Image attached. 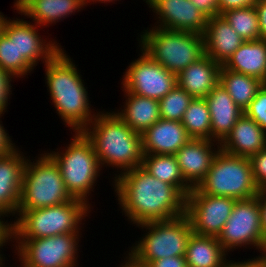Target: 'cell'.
Returning a JSON list of instances; mask_svg holds the SVG:
<instances>
[{
  "label": "cell",
  "mask_w": 266,
  "mask_h": 267,
  "mask_svg": "<svg viewBox=\"0 0 266 267\" xmlns=\"http://www.w3.org/2000/svg\"><path fill=\"white\" fill-rule=\"evenodd\" d=\"M191 3L209 18L219 15L218 0H191Z\"/></svg>",
  "instance_id": "cell-38"
},
{
  "label": "cell",
  "mask_w": 266,
  "mask_h": 267,
  "mask_svg": "<svg viewBox=\"0 0 266 267\" xmlns=\"http://www.w3.org/2000/svg\"><path fill=\"white\" fill-rule=\"evenodd\" d=\"M221 16L244 41H255L260 39L258 14L254 6L231 9L223 12Z\"/></svg>",
  "instance_id": "cell-30"
},
{
  "label": "cell",
  "mask_w": 266,
  "mask_h": 267,
  "mask_svg": "<svg viewBox=\"0 0 266 267\" xmlns=\"http://www.w3.org/2000/svg\"><path fill=\"white\" fill-rule=\"evenodd\" d=\"M0 67L15 79L26 77L35 69L24 57H18L15 41L3 32L0 33Z\"/></svg>",
  "instance_id": "cell-31"
},
{
  "label": "cell",
  "mask_w": 266,
  "mask_h": 267,
  "mask_svg": "<svg viewBox=\"0 0 266 267\" xmlns=\"http://www.w3.org/2000/svg\"><path fill=\"white\" fill-rule=\"evenodd\" d=\"M7 217L4 214L0 213V248L3 249V246H6L8 243H12L13 241V231H12V222L6 221L5 218ZM4 219V220H3ZM0 251H2L0 249Z\"/></svg>",
  "instance_id": "cell-39"
},
{
  "label": "cell",
  "mask_w": 266,
  "mask_h": 267,
  "mask_svg": "<svg viewBox=\"0 0 266 267\" xmlns=\"http://www.w3.org/2000/svg\"><path fill=\"white\" fill-rule=\"evenodd\" d=\"M236 199L211 196L194 187L186 198V216L194 234L218 237L228 220Z\"/></svg>",
  "instance_id": "cell-13"
},
{
  "label": "cell",
  "mask_w": 266,
  "mask_h": 267,
  "mask_svg": "<svg viewBox=\"0 0 266 267\" xmlns=\"http://www.w3.org/2000/svg\"><path fill=\"white\" fill-rule=\"evenodd\" d=\"M193 98L192 95L176 85L165 97L158 101L160 118L181 122Z\"/></svg>",
  "instance_id": "cell-32"
},
{
  "label": "cell",
  "mask_w": 266,
  "mask_h": 267,
  "mask_svg": "<svg viewBox=\"0 0 266 267\" xmlns=\"http://www.w3.org/2000/svg\"><path fill=\"white\" fill-rule=\"evenodd\" d=\"M79 234L82 235L65 233L39 239H13L15 245H12L20 267H78V244L82 237Z\"/></svg>",
  "instance_id": "cell-10"
},
{
  "label": "cell",
  "mask_w": 266,
  "mask_h": 267,
  "mask_svg": "<svg viewBox=\"0 0 266 267\" xmlns=\"http://www.w3.org/2000/svg\"><path fill=\"white\" fill-rule=\"evenodd\" d=\"M82 132L91 141L101 168H117L119 173L114 178L124 171L142 166L141 134L133 131L113 111H98Z\"/></svg>",
  "instance_id": "cell-3"
},
{
  "label": "cell",
  "mask_w": 266,
  "mask_h": 267,
  "mask_svg": "<svg viewBox=\"0 0 266 267\" xmlns=\"http://www.w3.org/2000/svg\"><path fill=\"white\" fill-rule=\"evenodd\" d=\"M244 114L254 120L266 132V83L257 91Z\"/></svg>",
  "instance_id": "cell-33"
},
{
  "label": "cell",
  "mask_w": 266,
  "mask_h": 267,
  "mask_svg": "<svg viewBox=\"0 0 266 267\" xmlns=\"http://www.w3.org/2000/svg\"><path fill=\"white\" fill-rule=\"evenodd\" d=\"M125 255L124 261L119 267H149L148 265L135 260L129 253Z\"/></svg>",
  "instance_id": "cell-44"
},
{
  "label": "cell",
  "mask_w": 266,
  "mask_h": 267,
  "mask_svg": "<svg viewBox=\"0 0 266 267\" xmlns=\"http://www.w3.org/2000/svg\"><path fill=\"white\" fill-rule=\"evenodd\" d=\"M219 150L220 143L216 141L191 138L176 152L183 177L193 188L206 177Z\"/></svg>",
  "instance_id": "cell-17"
},
{
  "label": "cell",
  "mask_w": 266,
  "mask_h": 267,
  "mask_svg": "<svg viewBox=\"0 0 266 267\" xmlns=\"http://www.w3.org/2000/svg\"><path fill=\"white\" fill-rule=\"evenodd\" d=\"M8 17H5V15L0 12V33L2 32L4 22L6 21Z\"/></svg>",
  "instance_id": "cell-48"
},
{
  "label": "cell",
  "mask_w": 266,
  "mask_h": 267,
  "mask_svg": "<svg viewBox=\"0 0 266 267\" xmlns=\"http://www.w3.org/2000/svg\"><path fill=\"white\" fill-rule=\"evenodd\" d=\"M259 207H260V218H261V227L266 238V189L259 191Z\"/></svg>",
  "instance_id": "cell-43"
},
{
  "label": "cell",
  "mask_w": 266,
  "mask_h": 267,
  "mask_svg": "<svg viewBox=\"0 0 266 267\" xmlns=\"http://www.w3.org/2000/svg\"><path fill=\"white\" fill-rule=\"evenodd\" d=\"M141 136L143 155H175L191 139L180 121L161 118Z\"/></svg>",
  "instance_id": "cell-18"
},
{
  "label": "cell",
  "mask_w": 266,
  "mask_h": 267,
  "mask_svg": "<svg viewBox=\"0 0 266 267\" xmlns=\"http://www.w3.org/2000/svg\"><path fill=\"white\" fill-rule=\"evenodd\" d=\"M24 19L7 18L2 32L15 41L18 57H24L35 68L40 60L44 64L48 62L61 49V45L55 40L41 38L37 29L40 26Z\"/></svg>",
  "instance_id": "cell-14"
},
{
  "label": "cell",
  "mask_w": 266,
  "mask_h": 267,
  "mask_svg": "<svg viewBox=\"0 0 266 267\" xmlns=\"http://www.w3.org/2000/svg\"><path fill=\"white\" fill-rule=\"evenodd\" d=\"M85 1V6H87L88 5V3L91 5V3L92 4H94V3H104V4H106V3H115V1H119V0H84ZM114 1V2H113ZM144 1V0H143ZM91 2V3H90ZM106 2V3H105Z\"/></svg>",
  "instance_id": "cell-46"
},
{
  "label": "cell",
  "mask_w": 266,
  "mask_h": 267,
  "mask_svg": "<svg viewBox=\"0 0 266 267\" xmlns=\"http://www.w3.org/2000/svg\"><path fill=\"white\" fill-rule=\"evenodd\" d=\"M3 115H0V118ZM6 129L4 128L2 121L0 119V156L9 153L12 149L17 147L15 143L12 141L11 136L6 133Z\"/></svg>",
  "instance_id": "cell-41"
},
{
  "label": "cell",
  "mask_w": 266,
  "mask_h": 267,
  "mask_svg": "<svg viewBox=\"0 0 266 267\" xmlns=\"http://www.w3.org/2000/svg\"><path fill=\"white\" fill-rule=\"evenodd\" d=\"M27 156L15 147L0 156V213L15 216L18 210Z\"/></svg>",
  "instance_id": "cell-16"
},
{
  "label": "cell",
  "mask_w": 266,
  "mask_h": 267,
  "mask_svg": "<svg viewBox=\"0 0 266 267\" xmlns=\"http://www.w3.org/2000/svg\"><path fill=\"white\" fill-rule=\"evenodd\" d=\"M188 136L211 140V119L205 98H193L181 120Z\"/></svg>",
  "instance_id": "cell-29"
},
{
  "label": "cell",
  "mask_w": 266,
  "mask_h": 267,
  "mask_svg": "<svg viewBox=\"0 0 266 267\" xmlns=\"http://www.w3.org/2000/svg\"><path fill=\"white\" fill-rule=\"evenodd\" d=\"M221 65L208 55L193 62L177 76V85L194 98H206L219 83Z\"/></svg>",
  "instance_id": "cell-22"
},
{
  "label": "cell",
  "mask_w": 266,
  "mask_h": 267,
  "mask_svg": "<svg viewBox=\"0 0 266 267\" xmlns=\"http://www.w3.org/2000/svg\"><path fill=\"white\" fill-rule=\"evenodd\" d=\"M111 179L119 207L129 223L168 221L186 214L187 197L177 187L156 179L142 166Z\"/></svg>",
  "instance_id": "cell-1"
},
{
  "label": "cell",
  "mask_w": 266,
  "mask_h": 267,
  "mask_svg": "<svg viewBox=\"0 0 266 267\" xmlns=\"http://www.w3.org/2000/svg\"><path fill=\"white\" fill-rule=\"evenodd\" d=\"M2 251H0V267H5L6 265H5V258L6 257H4L3 255L4 254H2L1 253Z\"/></svg>",
  "instance_id": "cell-49"
},
{
  "label": "cell",
  "mask_w": 266,
  "mask_h": 267,
  "mask_svg": "<svg viewBox=\"0 0 266 267\" xmlns=\"http://www.w3.org/2000/svg\"><path fill=\"white\" fill-rule=\"evenodd\" d=\"M266 148V132L251 118L243 114L231 132L220 143L228 154L250 158Z\"/></svg>",
  "instance_id": "cell-19"
},
{
  "label": "cell",
  "mask_w": 266,
  "mask_h": 267,
  "mask_svg": "<svg viewBox=\"0 0 266 267\" xmlns=\"http://www.w3.org/2000/svg\"><path fill=\"white\" fill-rule=\"evenodd\" d=\"M156 14L155 27L192 32L202 35L209 17L191 0H144Z\"/></svg>",
  "instance_id": "cell-15"
},
{
  "label": "cell",
  "mask_w": 266,
  "mask_h": 267,
  "mask_svg": "<svg viewBox=\"0 0 266 267\" xmlns=\"http://www.w3.org/2000/svg\"><path fill=\"white\" fill-rule=\"evenodd\" d=\"M222 66L266 83V41H244Z\"/></svg>",
  "instance_id": "cell-23"
},
{
  "label": "cell",
  "mask_w": 266,
  "mask_h": 267,
  "mask_svg": "<svg viewBox=\"0 0 266 267\" xmlns=\"http://www.w3.org/2000/svg\"><path fill=\"white\" fill-rule=\"evenodd\" d=\"M43 152L34 161L27 157L17 211L56 206L74 199L66 189L59 166Z\"/></svg>",
  "instance_id": "cell-7"
},
{
  "label": "cell",
  "mask_w": 266,
  "mask_h": 267,
  "mask_svg": "<svg viewBox=\"0 0 266 267\" xmlns=\"http://www.w3.org/2000/svg\"><path fill=\"white\" fill-rule=\"evenodd\" d=\"M217 239L227 253L239 247L251 249L252 246L259 252L263 250L266 238L261 227L259 194L253 198L236 201Z\"/></svg>",
  "instance_id": "cell-11"
},
{
  "label": "cell",
  "mask_w": 266,
  "mask_h": 267,
  "mask_svg": "<svg viewBox=\"0 0 266 267\" xmlns=\"http://www.w3.org/2000/svg\"><path fill=\"white\" fill-rule=\"evenodd\" d=\"M149 267H188L185 256H171L155 260L148 264Z\"/></svg>",
  "instance_id": "cell-37"
},
{
  "label": "cell",
  "mask_w": 266,
  "mask_h": 267,
  "mask_svg": "<svg viewBox=\"0 0 266 267\" xmlns=\"http://www.w3.org/2000/svg\"><path fill=\"white\" fill-rule=\"evenodd\" d=\"M65 52L64 48H61L44 64L45 82L56 113L61 116L63 124L73 132L83 131L98 112L91 110L82 75L78 72L74 60Z\"/></svg>",
  "instance_id": "cell-2"
},
{
  "label": "cell",
  "mask_w": 266,
  "mask_h": 267,
  "mask_svg": "<svg viewBox=\"0 0 266 267\" xmlns=\"http://www.w3.org/2000/svg\"><path fill=\"white\" fill-rule=\"evenodd\" d=\"M258 0H218L219 15L231 9L255 6Z\"/></svg>",
  "instance_id": "cell-36"
},
{
  "label": "cell",
  "mask_w": 266,
  "mask_h": 267,
  "mask_svg": "<svg viewBox=\"0 0 266 267\" xmlns=\"http://www.w3.org/2000/svg\"><path fill=\"white\" fill-rule=\"evenodd\" d=\"M254 7L258 14L260 39L266 41V0H258Z\"/></svg>",
  "instance_id": "cell-40"
},
{
  "label": "cell",
  "mask_w": 266,
  "mask_h": 267,
  "mask_svg": "<svg viewBox=\"0 0 266 267\" xmlns=\"http://www.w3.org/2000/svg\"><path fill=\"white\" fill-rule=\"evenodd\" d=\"M143 31L140 49L176 76L205 55L203 35L155 26Z\"/></svg>",
  "instance_id": "cell-5"
},
{
  "label": "cell",
  "mask_w": 266,
  "mask_h": 267,
  "mask_svg": "<svg viewBox=\"0 0 266 267\" xmlns=\"http://www.w3.org/2000/svg\"><path fill=\"white\" fill-rule=\"evenodd\" d=\"M84 7V0H31L19 14L32 19V22L41 27H46L70 17L82 8L84 10Z\"/></svg>",
  "instance_id": "cell-25"
},
{
  "label": "cell",
  "mask_w": 266,
  "mask_h": 267,
  "mask_svg": "<svg viewBox=\"0 0 266 267\" xmlns=\"http://www.w3.org/2000/svg\"><path fill=\"white\" fill-rule=\"evenodd\" d=\"M45 151L59 166L67 191L73 198L89 204L97 178L102 170L91 141L82 131H75L65 149Z\"/></svg>",
  "instance_id": "cell-6"
},
{
  "label": "cell",
  "mask_w": 266,
  "mask_h": 267,
  "mask_svg": "<svg viewBox=\"0 0 266 267\" xmlns=\"http://www.w3.org/2000/svg\"><path fill=\"white\" fill-rule=\"evenodd\" d=\"M205 54L223 65L244 40L221 16L208 19L203 32Z\"/></svg>",
  "instance_id": "cell-21"
},
{
  "label": "cell",
  "mask_w": 266,
  "mask_h": 267,
  "mask_svg": "<svg viewBox=\"0 0 266 267\" xmlns=\"http://www.w3.org/2000/svg\"><path fill=\"white\" fill-rule=\"evenodd\" d=\"M146 229L130 248L129 253L135 260L148 265L150 262L171 256H185L187 243L193 230L186 215L168 220L152 221L136 225Z\"/></svg>",
  "instance_id": "cell-8"
},
{
  "label": "cell",
  "mask_w": 266,
  "mask_h": 267,
  "mask_svg": "<svg viewBox=\"0 0 266 267\" xmlns=\"http://www.w3.org/2000/svg\"><path fill=\"white\" fill-rule=\"evenodd\" d=\"M254 182L262 190L266 189V148L249 158Z\"/></svg>",
  "instance_id": "cell-34"
},
{
  "label": "cell",
  "mask_w": 266,
  "mask_h": 267,
  "mask_svg": "<svg viewBox=\"0 0 266 267\" xmlns=\"http://www.w3.org/2000/svg\"><path fill=\"white\" fill-rule=\"evenodd\" d=\"M31 0H15L14 10H17L16 13H19Z\"/></svg>",
  "instance_id": "cell-45"
},
{
  "label": "cell",
  "mask_w": 266,
  "mask_h": 267,
  "mask_svg": "<svg viewBox=\"0 0 266 267\" xmlns=\"http://www.w3.org/2000/svg\"><path fill=\"white\" fill-rule=\"evenodd\" d=\"M222 267H263L262 261L259 256H256L252 259L242 260V261H235L226 259L223 263Z\"/></svg>",
  "instance_id": "cell-42"
},
{
  "label": "cell",
  "mask_w": 266,
  "mask_h": 267,
  "mask_svg": "<svg viewBox=\"0 0 266 267\" xmlns=\"http://www.w3.org/2000/svg\"><path fill=\"white\" fill-rule=\"evenodd\" d=\"M91 205L74 198L60 205L17 211L12 223L13 239H39L65 233H81Z\"/></svg>",
  "instance_id": "cell-4"
},
{
  "label": "cell",
  "mask_w": 266,
  "mask_h": 267,
  "mask_svg": "<svg viewBox=\"0 0 266 267\" xmlns=\"http://www.w3.org/2000/svg\"><path fill=\"white\" fill-rule=\"evenodd\" d=\"M211 119V141L221 143L244 114L219 83L205 98Z\"/></svg>",
  "instance_id": "cell-20"
},
{
  "label": "cell",
  "mask_w": 266,
  "mask_h": 267,
  "mask_svg": "<svg viewBox=\"0 0 266 267\" xmlns=\"http://www.w3.org/2000/svg\"><path fill=\"white\" fill-rule=\"evenodd\" d=\"M261 254L259 255L263 267H266V246L263 248V250L260 252Z\"/></svg>",
  "instance_id": "cell-47"
},
{
  "label": "cell",
  "mask_w": 266,
  "mask_h": 267,
  "mask_svg": "<svg viewBox=\"0 0 266 267\" xmlns=\"http://www.w3.org/2000/svg\"><path fill=\"white\" fill-rule=\"evenodd\" d=\"M142 167L156 179L177 187L186 197L193 189L184 179L175 155L145 154Z\"/></svg>",
  "instance_id": "cell-27"
},
{
  "label": "cell",
  "mask_w": 266,
  "mask_h": 267,
  "mask_svg": "<svg viewBox=\"0 0 266 267\" xmlns=\"http://www.w3.org/2000/svg\"><path fill=\"white\" fill-rule=\"evenodd\" d=\"M125 94V101L121 110L113 111L133 131L143 134L149 127L160 119L159 102L155 99L128 93Z\"/></svg>",
  "instance_id": "cell-24"
},
{
  "label": "cell",
  "mask_w": 266,
  "mask_h": 267,
  "mask_svg": "<svg viewBox=\"0 0 266 267\" xmlns=\"http://www.w3.org/2000/svg\"><path fill=\"white\" fill-rule=\"evenodd\" d=\"M13 78V79H12ZM15 78L7 71L0 67V115H4L7 111L8 101L12 94L11 83Z\"/></svg>",
  "instance_id": "cell-35"
},
{
  "label": "cell",
  "mask_w": 266,
  "mask_h": 267,
  "mask_svg": "<svg viewBox=\"0 0 266 267\" xmlns=\"http://www.w3.org/2000/svg\"><path fill=\"white\" fill-rule=\"evenodd\" d=\"M197 188L204 194L236 200L253 198L260 191L254 182L249 158L231 155L221 149Z\"/></svg>",
  "instance_id": "cell-9"
},
{
  "label": "cell",
  "mask_w": 266,
  "mask_h": 267,
  "mask_svg": "<svg viewBox=\"0 0 266 267\" xmlns=\"http://www.w3.org/2000/svg\"><path fill=\"white\" fill-rule=\"evenodd\" d=\"M140 52L139 58L123 72L122 89L159 101L177 85L176 75L153 61L142 49Z\"/></svg>",
  "instance_id": "cell-12"
},
{
  "label": "cell",
  "mask_w": 266,
  "mask_h": 267,
  "mask_svg": "<svg viewBox=\"0 0 266 267\" xmlns=\"http://www.w3.org/2000/svg\"><path fill=\"white\" fill-rule=\"evenodd\" d=\"M227 256L217 237L194 233L189 237L185 252L188 267H222Z\"/></svg>",
  "instance_id": "cell-26"
},
{
  "label": "cell",
  "mask_w": 266,
  "mask_h": 267,
  "mask_svg": "<svg viewBox=\"0 0 266 267\" xmlns=\"http://www.w3.org/2000/svg\"><path fill=\"white\" fill-rule=\"evenodd\" d=\"M219 84L226 89L236 105L245 111L264 82L250 75L230 71L221 65Z\"/></svg>",
  "instance_id": "cell-28"
}]
</instances>
